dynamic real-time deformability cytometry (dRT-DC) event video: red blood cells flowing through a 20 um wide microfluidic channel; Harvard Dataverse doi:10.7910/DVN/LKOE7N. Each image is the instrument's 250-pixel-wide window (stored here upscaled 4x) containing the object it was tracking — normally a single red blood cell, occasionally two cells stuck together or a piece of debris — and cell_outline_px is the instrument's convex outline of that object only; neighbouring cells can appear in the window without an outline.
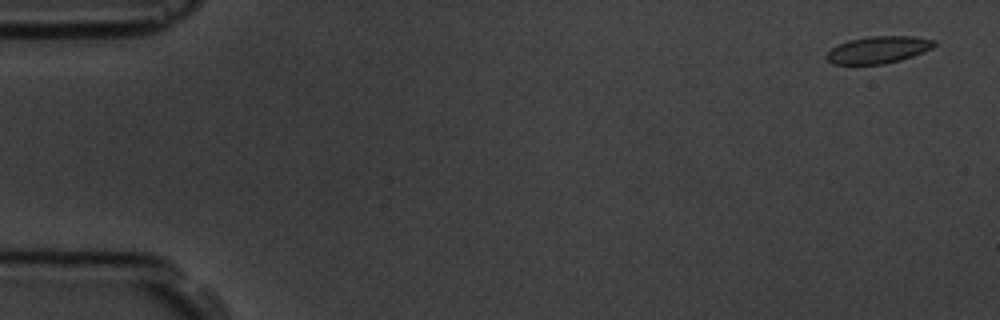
{"species": "common noctule bat (a hibernating species)", "species_latin": "Nyctalus noctula", "temperature_condition": "room temperature", "stored_images_in_passage": 4, "camera_frame_rate_fps": 3000, "um_per_image_px": 0.085, "animal": {"sex": "male", "body_mass_g": 19.5, "forearm_length_mm": 54.6}, "frame": {"image": 1, "passage_image": 1, "time_ms": 0.0, "image_size_px": [1000, 320], "cell_outline_px": [[936, 44], [932, 48], [912, 56], [900, 60], [884, 64], [832, 64], [824, 56], [832, 48], [848, 40], [868, 36], [916, 36], [936, 40]], "centroid_in_image_um": [74.66, 4.22], "position_along_channel_um": 10.3, "area_um2": 16.99}}
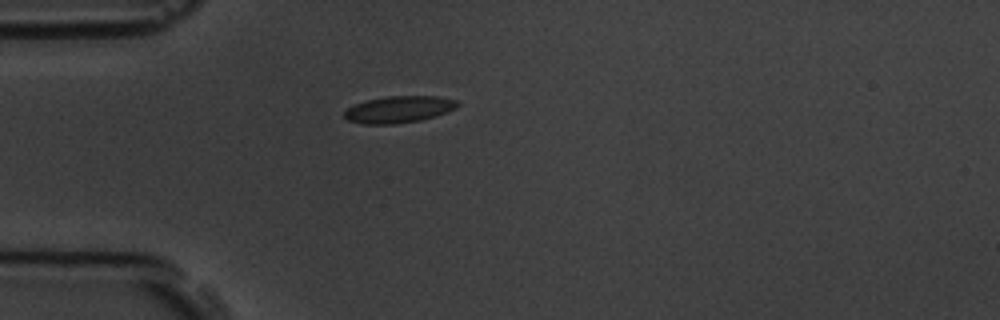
{"frame": {"image": 2, "passage_image": 4, "time_ms": 4.333, "image_size_px": [1000, 320], "cell_outline_px": [[460, 104], [456, 108], [448, 112], [436, 116], [420, 120], [396, 124], [364, 124], [348, 120], [344, 116], [344, 112], [348, 108], [356, 104], [368, 100], [388, 96], [436, 96], [456, 100]], "centroid_in_image_um": [33.94, 9.3], "position_along_channel_um": 51.1, "area_um2": 17.57}}